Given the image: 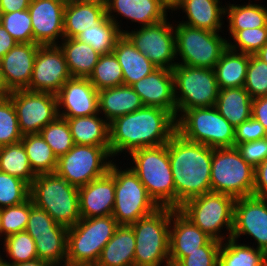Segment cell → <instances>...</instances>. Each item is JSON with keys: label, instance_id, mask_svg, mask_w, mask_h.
<instances>
[{"label": "cell", "instance_id": "49", "mask_svg": "<svg viewBox=\"0 0 267 266\" xmlns=\"http://www.w3.org/2000/svg\"><path fill=\"white\" fill-rule=\"evenodd\" d=\"M221 243L212 239L207 245L181 258L174 266H218Z\"/></svg>", "mask_w": 267, "mask_h": 266}, {"label": "cell", "instance_id": "61", "mask_svg": "<svg viewBox=\"0 0 267 266\" xmlns=\"http://www.w3.org/2000/svg\"><path fill=\"white\" fill-rule=\"evenodd\" d=\"M72 3H97V4H106L107 0H70Z\"/></svg>", "mask_w": 267, "mask_h": 266}, {"label": "cell", "instance_id": "27", "mask_svg": "<svg viewBox=\"0 0 267 266\" xmlns=\"http://www.w3.org/2000/svg\"><path fill=\"white\" fill-rule=\"evenodd\" d=\"M99 113L110 123L140 108L144 104L131 86L120 85L98 91Z\"/></svg>", "mask_w": 267, "mask_h": 266}, {"label": "cell", "instance_id": "30", "mask_svg": "<svg viewBox=\"0 0 267 266\" xmlns=\"http://www.w3.org/2000/svg\"><path fill=\"white\" fill-rule=\"evenodd\" d=\"M106 16V4L68 3L64 9V38H76Z\"/></svg>", "mask_w": 267, "mask_h": 266}, {"label": "cell", "instance_id": "48", "mask_svg": "<svg viewBox=\"0 0 267 266\" xmlns=\"http://www.w3.org/2000/svg\"><path fill=\"white\" fill-rule=\"evenodd\" d=\"M244 88L253 99L267 96V64L256 55H250Z\"/></svg>", "mask_w": 267, "mask_h": 266}, {"label": "cell", "instance_id": "7", "mask_svg": "<svg viewBox=\"0 0 267 266\" xmlns=\"http://www.w3.org/2000/svg\"><path fill=\"white\" fill-rule=\"evenodd\" d=\"M234 202L233 196L211 191L185 201L178 210L212 239L224 242L231 238Z\"/></svg>", "mask_w": 267, "mask_h": 266}, {"label": "cell", "instance_id": "38", "mask_svg": "<svg viewBox=\"0 0 267 266\" xmlns=\"http://www.w3.org/2000/svg\"><path fill=\"white\" fill-rule=\"evenodd\" d=\"M29 235L34 239L40 260L52 262L57 266H66L68 231Z\"/></svg>", "mask_w": 267, "mask_h": 266}, {"label": "cell", "instance_id": "3", "mask_svg": "<svg viewBox=\"0 0 267 266\" xmlns=\"http://www.w3.org/2000/svg\"><path fill=\"white\" fill-rule=\"evenodd\" d=\"M128 165L159 207L176 209V192L168 156V143L146 147L124 155ZM130 157V158H129Z\"/></svg>", "mask_w": 267, "mask_h": 266}, {"label": "cell", "instance_id": "64", "mask_svg": "<svg viewBox=\"0 0 267 266\" xmlns=\"http://www.w3.org/2000/svg\"><path fill=\"white\" fill-rule=\"evenodd\" d=\"M59 1H61V2L65 3V4H68V3H70V0H59Z\"/></svg>", "mask_w": 267, "mask_h": 266}, {"label": "cell", "instance_id": "41", "mask_svg": "<svg viewBox=\"0 0 267 266\" xmlns=\"http://www.w3.org/2000/svg\"><path fill=\"white\" fill-rule=\"evenodd\" d=\"M2 244L3 247L1 246L0 249L2 248V252L6 253L3 255L4 258L6 257L5 265L11 266L38 258L34 239L26 231L7 236Z\"/></svg>", "mask_w": 267, "mask_h": 266}, {"label": "cell", "instance_id": "46", "mask_svg": "<svg viewBox=\"0 0 267 266\" xmlns=\"http://www.w3.org/2000/svg\"><path fill=\"white\" fill-rule=\"evenodd\" d=\"M22 136L14 104L8 96L0 98V147L20 142Z\"/></svg>", "mask_w": 267, "mask_h": 266}, {"label": "cell", "instance_id": "58", "mask_svg": "<svg viewBox=\"0 0 267 266\" xmlns=\"http://www.w3.org/2000/svg\"><path fill=\"white\" fill-rule=\"evenodd\" d=\"M11 266H57V265L52 262L43 261L37 258L35 260L28 261V262L12 264Z\"/></svg>", "mask_w": 267, "mask_h": 266}, {"label": "cell", "instance_id": "5", "mask_svg": "<svg viewBox=\"0 0 267 266\" xmlns=\"http://www.w3.org/2000/svg\"><path fill=\"white\" fill-rule=\"evenodd\" d=\"M170 220L171 207H159L130 225L135 236L134 266H170Z\"/></svg>", "mask_w": 267, "mask_h": 266}, {"label": "cell", "instance_id": "34", "mask_svg": "<svg viewBox=\"0 0 267 266\" xmlns=\"http://www.w3.org/2000/svg\"><path fill=\"white\" fill-rule=\"evenodd\" d=\"M225 4V20L228 23L229 37L237 31L267 26V7L253 3L251 0L245 4ZM265 6V7H264Z\"/></svg>", "mask_w": 267, "mask_h": 266}, {"label": "cell", "instance_id": "59", "mask_svg": "<svg viewBox=\"0 0 267 266\" xmlns=\"http://www.w3.org/2000/svg\"><path fill=\"white\" fill-rule=\"evenodd\" d=\"M12 91L7 87L0 63V98L7 97Z\"/></svg>", "mask_w": 267, "mask_h": 266}, {"label": "cell", "instance_id": "18", "mask_svg": "<svg viewBox=\"0 0 267 266\" xmlns=\"http://www.w3.org/2000/svg\"><path fill=\"white\" fill-rule=\"evenodd\" d=\"M65 3L59 0H31L28 11L31 16L33 43L58 45L64 38Z\"/></svg>", "mask_w": 267, "mask_h": 266}, {"label": "cell", "instance_id": "22", "mask_svg": "<svg viewBox=\"0 0 267 266\" xmlns=\"http://www.w3.org/2000/svg\"><path fill=\"white\" fill-rule=\"evenodd\" d=\"M131 87L140 96L144 106L163 108L176 118L172 70L157 68L148 76L132 84Z\"/></svg>", "mask_w": 267, "mask_h": 266}, {"label": "cell", "instance_id": "26", "mask_svg": "<svg viewBox=\"0 0 267 266\" xmlns=\"http://www.w3.org/2000/svg\"><path fill=\"white\" fill-rule=\"evenodd\" d=\"M113 53L122 67L123 85L131 86L158 68L124 34L116 40Z\"/></svg>", "mask_w": 267, "mask_h": 266}, {"label": "cell", "instance_id": "43", "mask_svg": "<svg viewBox=\"0 0 267 266\" xmlns=\"http://www.w3.org/2000/svg\"><path fill=\"white\" fill-rule=\"evenodd\" d=\"M30 198V185L16 176L0 171V209Z\"/></svg>", "mask_w": 267, "mask_h": 266}, {"label": "cell", "instance_id": "53", "mask_svg": "<svg viewBox=\"0 0 267 266\" xmlns=\"http://www.w3.org/2000/svg\"><path fill=\"white\" fill-rule=\"evenodd\" d=\"M253 195L267 199V160L255 168Z\"/></svg>", "mask_w": 267, "mask_h": 266}, {"label": "cell", "instance_id": "35", "mask_svg": "<svg viewBox=\"0 0 267 266\" xmlns=\"http://www.w3.org/2000/svg\"><path fill=\"white\" fill-rule=\"evenodd\" d=\"M227 239L221 243L218 266H267V254L254 246Z\"/></svg>", "mask_w": 267, "mask_h": 266}, {"label": "cell", "instance_id": "11", "mask_svg": "<svg viewBox=\"0 0 267 266\" xmlns=\"http://www.w3.org/2000/svg\"><path fill=\"white\" fill-rule=\"evenodd\" d=\"M172 73L176 118L188 109L215 106L220 89L214 69L177 64Z\"/></svg>", "mask_w": 267, "mask_h": 266}, {"label": "cell", "instance_id": "36", "mask_svg": "<svg viewBox=\"0 0 267 266\" xmlns=\"http://www.w3.org/2000/svg\"><path fill=\"white\" fill-rule=\"evenodd\" d=\"M21 142L36 175L55 173L58 158L40 134L23 135Z\"/></svg>", "mask_w": 267, "mask_h": 266}, {"label": "cell", "instance_id": "63", "mask_svg": "<svg viewBox=\"0 0 267 266\" xmlns=\"http://www.w3.org/2000/svg\"><path fill=\"white\" fill-rule=\"evenodd\" d=\"M3 240H4V238H3V235H2V232H1V228H0V245H2V243H3Z\"/></svg>", "mask_w": 267, "mask_h": 266}, {"label": "cell", "instance_id": "55", "mask_svg": "<svg viewBox=\"0 0 267 266\" xmlns=\"http://www.w3.org/2000/svg\"><path fill=\"white\" fill-rule=\"evenodd\" d=\"M31 0H0V9L2 13H12L26 10Z\"/></svg>", "mask_w": 267, "mask_h": 266}, {"label": "cell", "instance_id": "17", "mask_svg": "<svg viewBox=\"0 0 267 266\" xmlns=\"http://www.w3.org/2000/svg\"><path fill=\"white\" fill-rule=\"evenodd\" d=\"M65 55L59 45H40L34 60L30 91L57 94L71 79Z\"/></svg>", "mask_w": 267, "mask_h": 266}, {"label": "cell", "instance_id": "2", "mask_svg": "<svg viewBox=\"0 0 267 266\" xmlns=\"http://www.w3.org/2000/svg\"><path fill=\"white\" fill-rule=\"evenodd\" d=\"M213 149L175 132L168 142V156L176 192V209L185 201L211 192Z\"/></svg>", "mask_w": 267, "mask_h": 266}, {"label": "cell", "instance_id": "1", "mask_svg": "<svg viewBox=\"0 0 267 266\" xmlns=\"http://www.w3.org/2000/svg\"><path fill=\"white\" fill-rule=\"evenodd\" d=\"M110 153L115 159L138 149L167 144L176 132V118L159 107L144 106L109 123Z\"/></svg>", "mask_w": 267, "mask_h": 266}, {"label": "cell", "instance_id": "45", "mask_svg": "<svg viewBox=\"0 0 267 266\" xmlns=\"http://www.w3.org/2000/svg\"><path fill=\"white\" fill-rule=\"evenodd\" d=\"M30 215V198L20 204L0 209V228L5 239L12 234L25 231Z\"/></svg>", "mask_w": 267, "mask_h": 266}, {"label": "cell", "instance_id": "54", "mask_svg": "<svg viewBox=\"0 0 267 266\" xmlns=\"http://www.w3.org/2000/svg\"><path fill=\"white\" fill-rule=\"evenodd\" d=\"M251 116L259 121L267 131V96L252 100Z\"/></svg>", "mask_w": 267, "mask_h": 266}, {"label": "cell", "instance_id": "47", "mask_svg": "<svg viewBox=\"0 0 267 266\" xmlns=\"http://www.w3.org/2000/svg\"><path fill=\"white\" fill-rule=\"evenodd\" d=\"M1 24L17 43H33V29L28 9L2 13Z\"/></svg>", "mask_w": 267, "mask_h": 266}, {"label": "cell", "instance_id": "50", "mask_svg": "<svg viewBox=\"0 0 267 266\" xmlns=\"http://www.w3.org/2000/svg\"><path fill=\"white\" fill-rule=\"evenodd\" d=\"M25 231L28 234H43L51 231H68V228L56 223L45 210L36 207L30 198V215Z\"/></svg>", "mask_w": 267, "mask_h": 266}, {"label": "cell", "instance_id": "16", "mask_svg": "<svg viewBox=\"0 0 267 266\" xmlns=\"http://www.w3.org/2000/svg\"><path fill=\"white\" fill-rule=\"evenodd\" d=\"M245 235L267 254V199L254 195L235 199L231 238L238 241Z\"/></svg>", "mask_w": 267, "mask_h": 266}, {"label": "cell", "instance_id": "6", "mask_svg": "<svg viewBox=\"0 0 267 266\" xmlns=\"http://www.w3.org/2000/svg\"><path fill=\"white\" fill-rule=\"evenodd\" d=\"M118 226L112 215L81 218L68 228L66 266H95Z\"/></svg>", "mask_w": 267, "mask_h": 266}, {"label": "cell", "instance_id": "44", "mask_svg": "<svg viewBox=\"0 0 267 266\" xmlns=\"http://www.w3.org/2000/svg\"><path fill=\"white\" fill-rule=\"evenodd\" d=\"M227 41L230 49L255 55L267 43V26L239 30Z\"/></svg>", "mask_w": 267, "mask_h": 266}, {"label": "cell", "instance_id": "52", "mask_svg": "<svg viewBox=\"0 0 267 266\" xmlns=\"http://www.w3.org/2000/svg\"><path fill=\"white\" fill-rule=\"evenodd\" d=\"M267 137L263 125L252 116L235 128V146L238 143L251 142Z\"/></svg>", "mask_w": 267, "mask_h": 266}, {"label": "cell", "instance_id": "15", "mask_svg": "<svg viewBox=\"0 0 267 266\" xmlns=\"http://www.w3.org/2000/svg\"><path fill=\"white\" fill-rule=\"evenodd\" d=\"M8 97L16 109L22 135L39 134L59 116L55 94L22 89L12 91Z\"/></svg>", "mask_w": 267, "mask_h": 266}, {"label": "cell", "instance_id": "4", "mask_svg": "<svg viewBox=\"0 0 267 266\" xmlns=\"http://www.w3.org/2000/svg\"><path fill=\"white\" fill-rule=\"evenodd\" d=\"M30 198L36 207L67 228L81 219L78 187L56 173L37 175L30 185Z\"/></svg>", "mask_w": 267, "mask_h": 266}, {"label": "cell", "instance_id": "60", "mask_svg": "<svg viewBox=\"0 0 267 266\" xmlns=\"http://www.w3.org/2000/svg\"><path fill=\"white\" fill-rule=\"evenodd\" d=\"M255 55L267 64V43Z\"/></svg>", "mask_w": 267, "mask_h": 266}, {"label": "cell", "instance_id": "21", "mask_svg": "<svg viewBox=\"0 0 267 266\" xmlns=\"http://www.w3.org/2000/svg\"><path fill=\"white\" fill-rule=\"evenodd\" d=\"M212 238L193 224L178 209L171 208L169 261L174 266L181 258L207 245Z\"/></svg>", "mask_w": 267, "mask_h": 266}, {"label": "cell", "instance_id": "56", "mask_svg": "<svg viewBox=\"0 0 267 266\" xmlns=\"http://www.w3.org/2000/svg\"><path fill=\"white\" fill-rule=\"evenodd\" d=\"M17 44V41L0 24V59Z\"/></svg>", "mask_w": 267, "mask_h": 266}, {"label": "cell", "instance_id": "24", "mask_svg": "<svg viewBox=\"0 0 267 266\" xmlns=\"http://www.w3.org/2000/svg\"><path fill=\"white\" fill-rule=\"evenodd\" d=\"M39 46L37 43H18L0 59L6 85L11 91L29 86Z\"/></svg>", "mask_w": 267, "mask_h": 266}, {"label": "cell", "instance_id": "14", "mask_svg": "<svg viewBox=\"0 0 267 266\" xmlns=\"http://www.w3.org/2000/svg\"><path fill=\"white\" fill-rule=\"evenodd\" d=\"M136 27L124 35L155 66L172 70L177 65L174 22L166 18L154 25Z\"/></svg>", "mask_w": 267, "mask_h": 266}, {"label": "cell", "instance_id": "37", "mask_svg": "<svg viewBox=\"0 0 267 266\" xmlns=\"http://www.w3.org/2000/svg\"><path fill=\"white\" fill-rule=\"evenodd\" d=\"M0 171L21 178L29 185L37 176L21 141L0 147Z\"/></svg>", "mask_w": 267, "mask_h": 266}, {"label": "cell", "instance_id": "25", "mask_svg": "<svg viewBox=\"0 0 267 266\" xmlns=\"http://www.w3.org/2000/svg\"><path fill=\"white\" fill-rule=\"evenodd\" d=\"M221 5V6H220ZM179 10V11H178ZM182 11L186 20L178 21L195 28L225 33L222 30L225 21V5L220 0H182L176 13ZM188 19V20H187ZM224 21V22H223ZM223 28V29H222Z\"/></svg>", "mask_w": 267, "mask_h": 266}, {"label": "cell", "instance_id": "10", "mask_svg": "<svg viewBox=\"0 0 267 266\" xmlns=\"http://www.w3.org/2000/svg\"><path fill=\"white\" fill-rule=\"evenodd\" d=\"M174 24L177 64L214 69L228 47L226 36L179 22Z\"/></svg>", "mask_w": 267, "mask_h": 266}, {"label": "cell", "instance_id": "40", "mask_svg": "<svg viewBox=\"0 0 267 266\" xmlns=\"http://www.w3.org/2000/svg\"><path fill=\"white\" fill-rule=\"evenodd\" d=\"M88 79L98 91L123 85L122 67L115 54L100 55Z\"/></svg>", "mask_w": 267, "mask_h": 266}, {"label": "cell", "instance_id": "20", "mask_svg": "<svg viewBox=\"0 0 267 266\" xmlns=\"http://www.w3.org/2000/svg\"><path fill=\"white\" fill-rule=\"evenodd\" d=\"M106 16L117 25L121 34H124L126 30L121 25L122 18L142 27L162 22L168 13L159 0H107Z\"/></svg>", "mask_w": 267, "mask_h": 266}, {"label": "cell", "instance_id": "12", "mask_svg": "<svg viewBox=\"0 0 267 266\" xmlns=\"http://www.w3.org/2000/svg\"><path fill=\"white\" fill-rule=\"evenodd\" d=\"M254 171L234 147L214 148L211 162V191L236 198L253 195Z\"/></svg>", "mask_w": 267, "mask_h": 266}, {"label": "cell", "instance_id": "42", "mask_svg": "<svg viewBox=\"0 0 267 266\" xmlns=\"http://www.w3.org/2000/svg\"><path fill=\"white\" fill-rule=\"evenodd\" d=\"M39 134L51 147L57 158L65 155L74 146L67 120L60 116L47 124Z\"/></svg>", "mask_w": 267, "mask_h": 266}, {"label": "cell", "instance_id": "33", "mask_svg": "<svg viewBox=\"0 0 267 266\" xmlns=\"http://www.w3.org/2000/svg\"><path fill=\"white\" fill-rule=\"evenodd\" d=\"M252 100L244 87L227 88L219 91L215 108L236 128L251 117Z\"/></svg>", "mask_w": 267, "mask_h": 266}, {"label": "cell", "instance_id": "23", "mask_svg": "<svg viewBox=\"0 0 267 266\" xmlns=\"http://www.w3.org/2000/svg\"><path fill=\"white\" fill-rule=\"evenodd\" d=\"M81 218L112 215L115 204V178L108 172L78 188Z\"/></svg>", "mask_w": 267, "mask_h": 266}, {"label": "cell", "instance_id": "31", "mask_svg": "<svg viewBox=\"0 0 267 266\" xmlns=\"http://www.w3.org/2000/svg\"><path fill=\"white\" fill-rule=\"evenodd\" d=\"M58 45L65 55L72 78H88L101 54L76 38H63Z\"/></svg>", "mask_w": 267, "mask_h": 266}, {"label": "cell", "instance_id": "39", "mask_svg": "<svg viewBox=\"0 0 267 266\" xmlns=\"http://www.w3.org/2000/svg\"><path fill=\"white\" fill-rule=\"evenodd\" d=\"M117 25L105 16L98 24L87 28L76 39L89 44L99 54L112 53L116 40L121 36Z\"/></svg>", "mask_w": 267, "mask_h": 266}, {"label": "cell", "instance_id": "51", "mask_svg": "<svg viewBox=\"0 0 267 266\" xmlns=\"http://www.w3.org/2000/svg\"><path fill=\"white\" fill-rule=\"evenodd\" d=\"M235 147L242 158L253 168L267 160V137L251 142L238 143Z\"/></svg>", "mask_w": 267, "mask_h": 266}, {"label": "cell", "instance_id": "13", "mask_svg": "<svg viewBox=\"0 0 267 266\" xmlns=\"http://www.w3.org/2000/svg\"><path fill=\"white\" fill-rule=\"evenodd\" d=\"M112 158L110 146L74 144L58 158L55 173L79 188L107 174L115 161Z\"/></svg>", "mask_w": 267, "mask_h": 266}, {"label": "cell", "instance_id": "9", "mask_svg": "<svg viewBox=\"0 0 267 266\" xmlns=\"http://www.w3.org/2000/svg\"><path fill=\"white\" fill-rule=\"evenodd\" d=\"M116 160L109 169L115 178V204L112 217L119 225H131L153 213L159 206L149 196L132 169L129 166L122 167L116 164Z\"/></svg>", "mask_w": 267, "mask_h": 266}, {"label": "cell", "instance_id": "29", "mask_svg": "<svg viewBox=\"0 0 267 266\" xmlns=\"http://www.w3.org/2000/svg\"><path fill=\"white\" fill-rule=\"evenodd\" d=\"M100 115L65 118L74 144L110 146L109 122Z\"/></svg>", "mask_w": 267, "mask_h": 266}, {"label": "cell", "instance_id": "65", "mask_svg": "<svg viewBox=\"0 0 267 266\" xmlns=\"http://www.w3.org/2000/svg\"><path fill=\"white\" fill-rule=\"evenodd\" d=\"M1 17H2V12H1V9H0V24H1Z\"/></svg>", "mask_w": 267, "mask_h": 266}, {"label": "cell", "instance_id": "19", "mask_svg": "<svg viewBox=\"0 0 267 266\" xmlns=\"http://www.w3.org/2000/svg\"><path fill=\"white\" fill-rule=\"evenodd\" d=\"M56 97L58 115L62 118L83 117L99 113L98 90L88 78L67 80Z\"/></svg>", "mask_w": 267, "mask_h": 266}, {"label": "cell", "instance_id": "57", "mask_svg": "<svg viewBox=\"0 0 267 266\" xmlns=\"http://www.w3.org/2000/svg\"><path fill=\"white\" fill-rule=\"evenodd\" d=\"M160 4L166 9V11L173 14L181 4L182 0H159ZM174 11V12H173Z\"/></svg>", "mask_w": 267, "mask_h": 266}, {"label": "cell", "instance_id": "32", "mask_svg": "<svg viewBox=\"0 0 267 266\" xmlns=\"http://www.w3.org/2000/svg\"><path fill=\"white\" fill-rule=\"evenodd\" d=\"M250 55L227 47L214 67L220 90L244 87Z\"/></svg>", "mask_w": 267, "mask_h": 266}, {"label": "cell", "instance_id": "28", "mask_svg": "<svg viewBox=\"0 0 267 266\" xmlns=\"http://www.w3.org/2000/svg\"><path fill=\"white\" fill-rule=\"evenodd\" d=\"M135 236L130 225H119L103 247L95 266H134Z\"/></svg>", "mask_w": 267, "mask_h": 266}, {"label": "cell", "instance_id": "8", "mask_svg": "<svg viewBox=\"0 0 267 266\" xmlns=\"http://www.w3.org/2000/svg\"><path fill=\"white\" fill-rule=\"evenodd\" d=\"M176 132L189 141L211 148L235 146V127L215 106L183 111L176 118Z\"/></svg>", "mask_w": 267, "mask_h": 266}, {"label": "cell", "instance_id": "62", "mask_svg": "<svg viewBox=\"0 0 267 266\" xmlns=\"http://www.w3.org/2000/svg\"><path fill=\"white\" fill-rule=\"evenodd\" d=\"M2 255H4V254L1 253V251H0V266H4L5 265L4 264V257Z\"/></svg>", "mask_w": 267, "mask_h": 266}]
</instances>
